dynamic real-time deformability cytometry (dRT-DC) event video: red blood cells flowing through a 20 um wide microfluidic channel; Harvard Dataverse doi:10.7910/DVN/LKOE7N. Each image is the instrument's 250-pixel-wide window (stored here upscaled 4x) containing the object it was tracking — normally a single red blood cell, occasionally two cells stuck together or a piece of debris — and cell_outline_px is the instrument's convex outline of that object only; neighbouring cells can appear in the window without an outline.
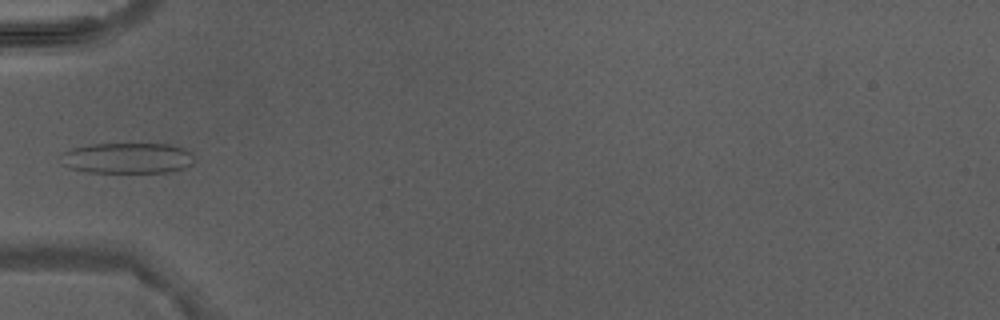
{"species": "Egyptian fruit bat (a non-hibernating species)", "species_latin": "Rousettus aegyptiacus", "temperature_condition": "warm", "stored_images_in_passage": 5, "camera_frame_rate_fps": 3000, "um_per_image_px": 0.085, "animal": {"sex": "male"}, "frame": {"image": 1, "passage_image": 4, "time_ms": 3.667, "image_size_px": [1000, 320], "cell_outline_px": [[192, 164], [184, 168], [168, 172], [88, 172], [68, 168], [64, 164], [64, 152], [72, 148], [92, 144], [168, 144], [184, 148], [192, 152]], "centroid_in_image_um": [10.87, 13.44], "position_along_channel_um": 74.1, "area_um2": 23.64}}